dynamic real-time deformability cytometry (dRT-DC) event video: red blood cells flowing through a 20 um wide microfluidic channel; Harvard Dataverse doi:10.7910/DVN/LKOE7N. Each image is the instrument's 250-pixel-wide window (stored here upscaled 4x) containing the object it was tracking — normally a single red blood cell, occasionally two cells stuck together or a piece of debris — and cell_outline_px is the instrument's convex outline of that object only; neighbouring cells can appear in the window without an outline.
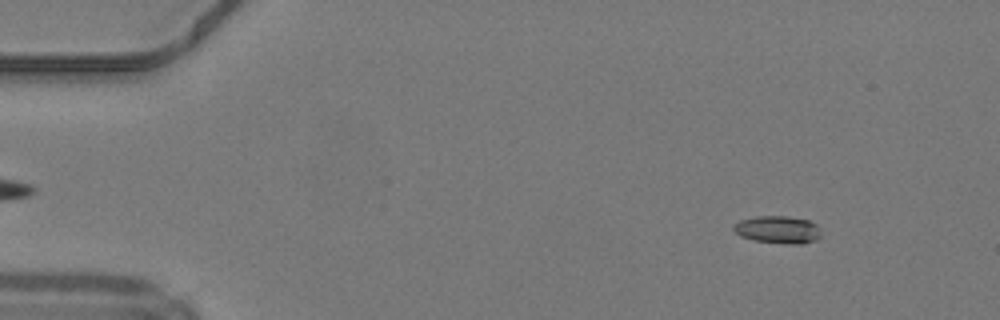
{"species": "common noctule bat (a hibernating species)", "species_latin": "Nyctalus noctula", "temperature_condition": "warm", "stored_images_in_passage": 48, "camera_frame_rate_fps": 3000, "um_per_image_px": 0.085, "animal": {"sex": "male", "body_mass_g": 19.2, "forearm_length_mm": 51.8}, "frame": {"image": 1, "passage_image": 4, "time_ms": 1.0, "image_size_px": [1000, 320], "cell_outline_px": [[820, 236], [816, 240], [800, 244], [788, 244], [752, 240], [740, 236], [732, 228], [732, 224], [740, 220], [756, 216], [788, 216], [808, 220], [816, 224], [820, 228]], "centroid_in_image_um": [66.1, 19.52], "position_along_channel_um": 18.9, "area_um2": 14.16}}
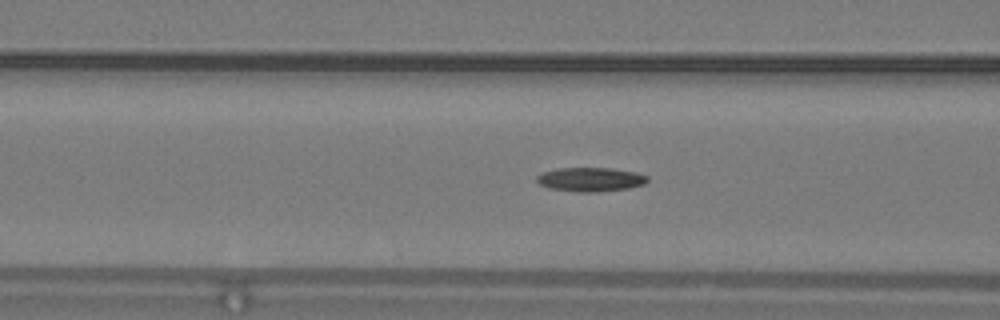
{"frame": {"image": 2, "passage_image": 18, "time_ms": 5.667, "image_size_px": [1000, 320], "cell_outline_px": [[648, 180], [644, 184], [628, 188], [596, 192], [580, 192], [548, 188], [540, 184], [536, 180], [536, 176], [544, 172], [556, 168], [612, 168], [636, 172], [648, 176]], "centroid_in_image_um": [50.19, 15.25], "position_along_channel_um": 116.4, "area_um2": 15.49}}
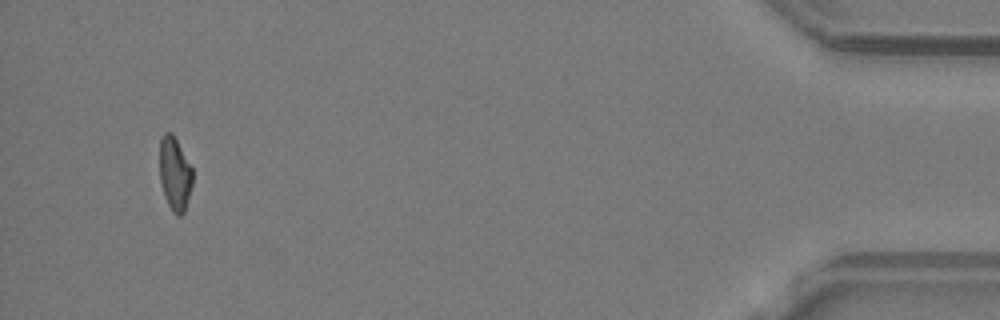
{"frame": {"image": 3, "passage_image": 45, "time_ms": 14.667, "image_size_px": [1000, 320], "cell_outline_px": [[192, 184], [184, 212], [180, 216], [176, 216], [172, 212], [164, 196], [160, 180], [160, 136], [164, 132], [172, 132], [192, 168]], "centroid_in_image_um": [14.84, 14.77], "position_along_channel_um": 420.4, "area_um2": 14.1}}